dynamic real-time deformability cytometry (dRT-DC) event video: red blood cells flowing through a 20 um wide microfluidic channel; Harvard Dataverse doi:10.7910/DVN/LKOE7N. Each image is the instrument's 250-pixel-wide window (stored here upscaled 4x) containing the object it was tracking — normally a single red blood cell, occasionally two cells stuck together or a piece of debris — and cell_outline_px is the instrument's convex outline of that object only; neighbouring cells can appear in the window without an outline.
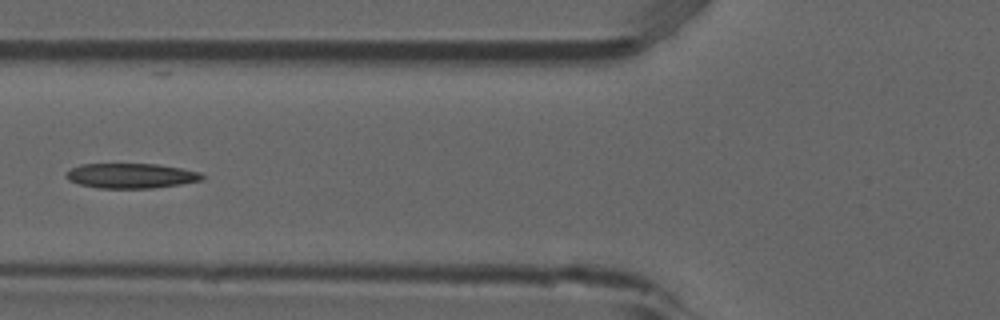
{"species": "common noctule bat (a hibernating species)", "species_latin": "Nyctalus noctula", "temperature_condition": "room temperature", "stored_images_in_passage": 7, "camera_frame_rate_fps": 3000, "um_per_image_px": 0.085, "animal": {"sex": "male", "forearm_length_mm": 52.5}, "frame": {"image": 1, "passage_image": 6, "time_ms": 1.667, "image_size_px": [1000, 320], "cell_outline_px": [[204, 180], [180, 184], [152, 188], [96, 188], [80, 184], [68, 180], [64, 176], [72, 168], [80, 164], [156, 164], [180, 168], [200, 172], [204, 176]], "centroid_in_image_um": [11.14, 14.94], "position_along_channel_um": 114.7, "area_um2": 19.71}}
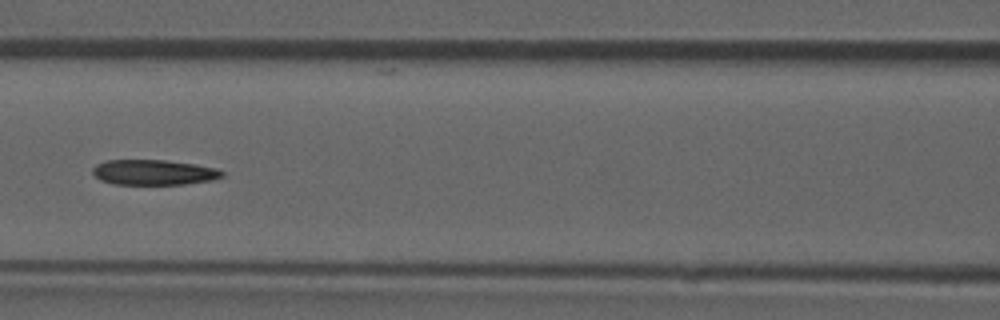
{"frame": {"image": 2, "passage_image": 7, "time_ms": 2.0, "image_size_px": [1000, 320], "cell_outline_px": [[224, 176], [212, 180], [184, 184], [112, 184], [100, 180], [92, 172], [92, 168], [96, 164], [104, 160], [164, 160], [192, 164], [216, 168], [224, 172]], "centroid_in_image_um": [13.03, 14.65], "position_along_channel_um": 153.6, "area_um2": 19.02}}